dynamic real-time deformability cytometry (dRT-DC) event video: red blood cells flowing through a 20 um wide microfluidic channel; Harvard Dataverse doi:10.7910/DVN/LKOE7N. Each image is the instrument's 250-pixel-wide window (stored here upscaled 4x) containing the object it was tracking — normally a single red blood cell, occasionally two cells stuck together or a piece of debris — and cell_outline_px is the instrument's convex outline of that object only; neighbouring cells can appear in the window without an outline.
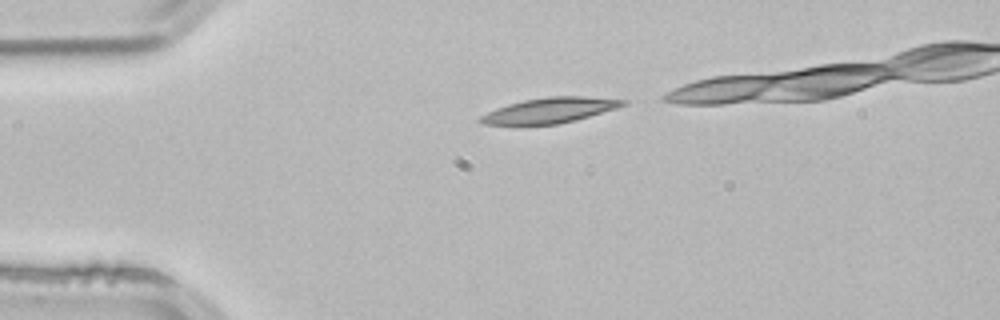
{"species": "common noctule bat (a hibernating species)", "species_latin": "Nyctalus noctula", "temperature_condition": "room temperature", "stored_images_in_passage": 3, "camera_frame_rate_fps": 3000, "um_per_image_px": 0.085, "animal": {"sex": "male", "body_mass_g": 21.5, "forearm_length_mm": 52.0}, "frame": {"image": 1, "passage_image": 1, "time_ms": 0.0, "image_size_px": [1000, 320], "cell_outline_px": [[628, 104], [616, 108], [588, 116], [556, 124], [484, 124], [476, 120], [480, 116], [496, 108], [508, 104], [524, 100], [548, 96], [584, 96], [628, 100]], "centroid_in_image_um": [46.73, 9.36], "position_along_channel_um": 38.3, "area_um2": 20.69}}
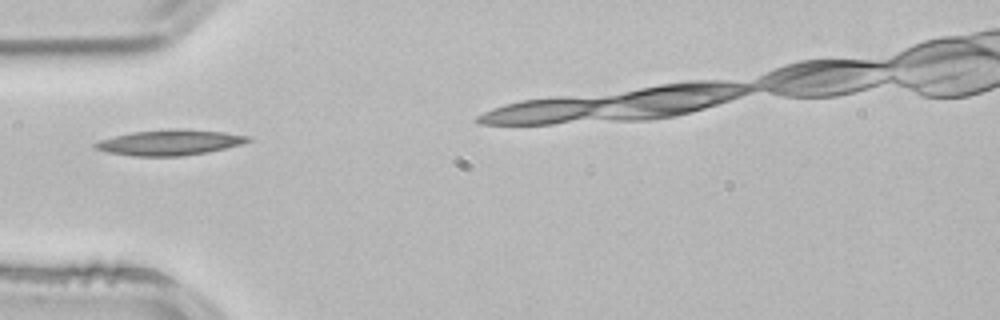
{"frame": {"image": 2, "passage_image": 2, "time_ms": 0.333, "image_size_px": [1000, 320], "cell_outline_px": [[252, 140], [240, 144], [208, 152], [180, 156], [132, 156], [108, 152], [92, 148], [92, 144], [100, 140], [132, 132], [168, 128], [184, 128], [224, 132], [252, 136]], "centroid_in_image_um": [14.43, 12.1], "position_along_channel_um": 70.6, "area_um2": 22.89}}